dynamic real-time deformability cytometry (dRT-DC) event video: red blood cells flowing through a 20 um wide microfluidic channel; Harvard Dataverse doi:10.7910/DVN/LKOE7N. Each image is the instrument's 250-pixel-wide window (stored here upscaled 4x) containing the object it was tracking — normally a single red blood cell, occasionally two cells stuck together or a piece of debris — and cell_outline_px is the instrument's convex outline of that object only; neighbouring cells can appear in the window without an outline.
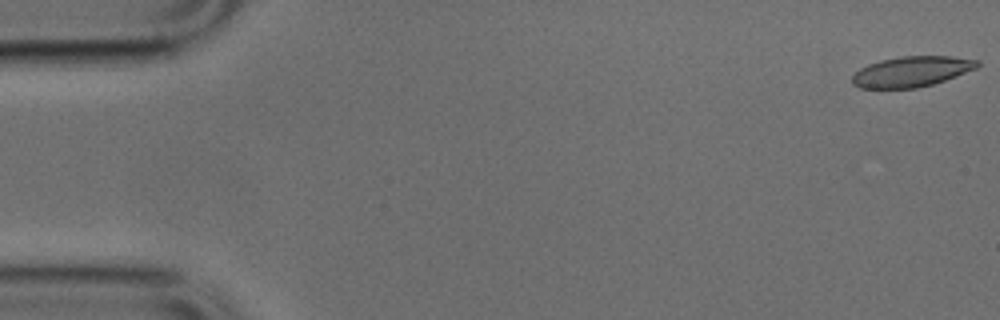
{"species": "common noctule bat (a hibernating species)", "species_latin": "Nyctalus noctula", "temperature_condition": "cold", "stored_images_in_passage": 50, "camera_frame_rate_fps": 3000, "um_per_image_px": 0.085, "animal": {"sex": "male", "body_mass_g": 17.9, "forearm_length_mm": 54.2}, "frame": {"image": 1, "passage_image": 1, "time_ms": 0.0, "image_size_px": [1000, 320], "cell_outline_px": [[980, 64], [976, 68], [956, 76], [932, 84], [916, 88], [860, 88], [852, 84], [852, 76], [860, 68], [868, 64], [880, 60], [900, 56], [952, 56], [980, 60]], "centroid_in_image_um": [77.48, 6.07], "position_along_channel_um": 7.5, "area_um2": 22.2}}
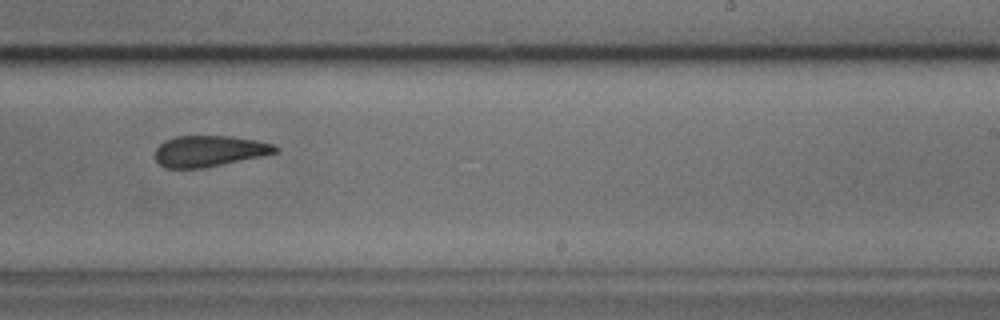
{"frame": {"image": 2, "passage_image": 31, "time_ms": 10.0, "image_size_px": [1000, 320], "cell_outline_px": [[280, 152], [204, 168], [164, 168], [156, 160], [156, 148], [164, 140], [176, 136], [228, 136], [256, 140], [272, 144], [280, 148]], "centroid_in_image_um": [17.79, 12.84], "position_along_channel_um": 271.2, "area_um2": 21.73}}
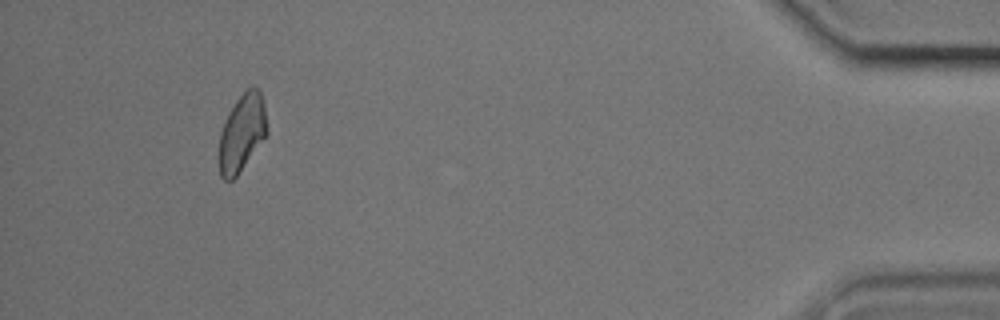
{"frame": {"image": 3, "passage_image": 47, "time_ms": 15.333, "image_size_px": [1000, 320], "cell_outline_px": [[268, 132], [236, 176], [232, 180], [224, 180], [220, 176], [216, 160], [216, 156], [220, 132], [224, 120], [228, 112], [236, 100], [252, 84], [260, 92], [264, 104]], "centroid_in_image_um": [20.5, 11.31], "position_along_channel_um": 414.7, "area_um2": 21.91}}